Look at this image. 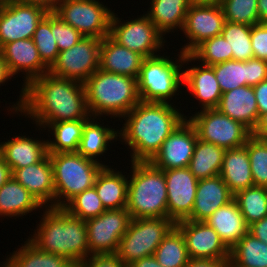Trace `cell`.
<instances>
[{
  "instance_id": "obj_1",
  "label": "cell",
  "mask_w": 267,
  "mask_h": 267,
  "mask_svg": "<svg viewBox=\"0 0 267 267\" xmlns=\"http://www.w3.org/2000/svg\"><path fill=\"white\" fill-rule=\"evenodd\" d=\"M21 114L35 123L91 119L85 85L45 73L24 88Z\"/></svg>"
},
{
  "instance_id": "obj_2",
  "label": "cell",
  "mask_w": 267,
  "mask_h": 267,
  "mask_svg": "<svg viewBox=\"0 0 267 267\" xmlns=\"http://www.w3.org/2000/svg\"><path fill=\"white\" fill-rule=\"evenodd\" d=\"M172 106L171 103L140 101L123 117L125 124L118 134L132 151L131 162H149L165 139L188 119Z\"/></svg>"
},
{
  "instance_id": "obj_3",
  "label": "cell",
  "mask_w": 267,
  "mask_h": 267,
  "mask_svg": "<svg viewBox=\"0 0 267 267\" xmlns=\"http://www.w3.org/2000/svg\"><path fill=\"white\" fill-rule=\"evenodd\" d=\"M29 241L39 250L61 255L78 266L89 256L86 221L64 208L46 207Z\"/></svg>"
},
{
  "instance_id": "obj_4",
  "label": "cell",
  "mask_w": 267,
  "mask_h": 267,
  "mask_svg": "<svg viewBox=\"0 0 267 267\" xmlns=\"http://www.w3.org/2000/svg\"><path fill=\"white\" fill-rule=\"evenodd\" d=\"M84 85L91 117L106 114L122 118L140 102L137 79L130 76L98 69Z\"/></svg>"
},
{
  "instance_id": "obj_5",
  "label": "cell",
  "mask_w": 267,
  "mask_h": 267,
  "mask_svg": "<svg viewBox=\"0 0 267 267\" xmlns=\"http://www.w3.org/2000/svg\"><path fill=\"white\" fill-rule=\"evenodd\" d=\"M127 211L131 219L168 218L167 185L163 170L150 162H132Z\"/></svg>"
},
{
  "instance_id": "obj_6",
  "label": "cell",
  "mask_w": 267,
  "mask_h": 267,
  "mask_svg": "<svg viewBox=\"0 0 267 267\" xmlns=\"http://www.w3.org/2000/svg\"><path fill=\"white\" fill-rule=\"evenodd\" d=\"M48 154L53 166L56 208H63L76 195L94 187L98 173L106 166L78 152Z\"/></svg>"
},
{
  "instance_id": "obj_7",
  "label": "cell",
  "mask_w": 267,
  "mask_h": 267,
  "mask_svg": "<svg viewBox=\"0 0 267 267\" xmlns=\"http://www.w3.org/2000/svg\"><path fill=\"white\" fill-rule=\"evenodd\" d=\"M178 55L179 59L175 62L169 59L170 56L159 54L144 58L137 78L140 101L169 103L172 97L179 92L178 89L183 86V70L181 68L184 64V54L180 52Z\"/></svg>"
},
{
  "instance_id": "obj_8",
  "label": "cell",
  "mask_w": 267,
  "mask_h": 267,
  "mask_svg": "<svg viewBox=\"0 0 267 267\" xmlns=\"http://www.w3.org/2000/svg\"><path fill=\"white\" fill-rule=\"evenodd\" d=\"M174 226L169 218L131 219L115 254L127 267L143 257L154 255Z\"/></svg>"
},
{
  "instance_id": "obj_9",
  "label": "cell",
  "mask_w": 267,
  "mask_h": 267,
  "mask_svg": "<svg viewBox=\"0 0 267 267\" xmlns=\"http://www.w3.org/2000/svg\"><path fill=\"white\" fill-rule=\"evenodd\" d=\"M200 111L188 119L200 140L227 150L244 146L252 136L245 125L224 115L217 108Z\"/></svg>"
},
{
  "instance_id": "obj_10",
  "label": "cell",
  "mask_w": 267,
  "mask_h": 267,
  "mask_svg": "<svg viewBox=\"0 0 267 267\" xmlns=\"http://www.w3.org/2000/svg\"><path fill=\"white\" fill-rule=\"evenodd\" d=\"M53 13L85 37L103 39L110 34L113 12L96 0H63Z\"/></svg>"
},
{
  "instance_id": "obj_11",
  "label": "cell",
  "mask_w": 267,
  "mask_h": 267,
  "mask_svg": "<svg viewBox=\"0 0 267 267\" xmlns=\"http://www.w3.org/2000/svg\"><path fill=\"white\" fill-rule=\"evenodd\" d=\"M117 16L113 12L109 35L120 45L139 53L144 58L157 56L165 40L164 35L150 18L144 14L134 20L130 19V21L121 23L122 21Z\"/></svg>"
},
{
  "instance_id": "obj_12",
  "label": "cell",
  "mask_w": 267,
  "mask_h": 267,
  "mask_svg": "<svg viewBox=\"0 0 267 267\" xmlns=\"http://www.w3.org/2000/svg\"><path fill=\"white\" fill-rule=\"evenodd\" d=\"M102 39L84 37L70 49L59 52L49 73L60 78L85 83L99 69Z\"/></svg>"
},
{
  "instance_id": "obj_13",
  "label": "cell",
  "mask_w": 267,
  "mask_h": 267,
  "mask_svg": "<svg viewBox=\"0 0 267 267\" xmlns=\"http://www.w3.org/2000/svg\"><path fill=\"white\" fill-rule=\"evenodd\" d=\"M131 217L126 208L106 210L86 220L89 256L115 254Z\"/></svg>"
},
{
  "instance_id": "obj_14",
  "label": "cell",
  "mask_w": 267,
  "mask_h": 267,
  "mask_svg": "<svg viewBox=\"0 0 267 267\" xmlns=\"http://www.w3.org/2000/svg\"><path fill=\"white\" fill-rule=\"evenodd\" d=\"M47 13L37 5L4 0L0 7V48L13 41L31 39Z\"/></svg>"
},
{
  "instance_id": "obj_15",
  "label": "cell",
  "mask_w": 267,
  "mask_h": 267,
  "mask_svg": "<svg viewBox=\"0 0 267 267\" xmlns=\"http://www.w3.org/2000/svg\"><path fill=\"white\" fill-rule=\"evenodd\" d=\"M0 53L5 60L8 70L12 76L23 73L24 84L22 85L19 101L13 105L11 112H20L24 102V88L35 78L41 77L49 72V68L42 62L38 54V49L33 39H23L4 44L0 48ZM17 105V106H16Z\"/></svg>"
},
{
  "instance_id": "obj_16",
  "label": "cell",
  "mask_w": 267,
  "mask_h": 267,
  "mask_svg": "<svg viewBox=\"0 0 267 267\" xmlns=\"http://www.w3.org/2000/svg\"><path fill=\"white\" fill-rule=\"evenodd\" d=\"M175 226L184 236L190 259L230 260V250L204 221L182 220Z\"/></svg>"
},
{
  "instance_id": "obj_17",
  "label": "cell",
  "mask_w": 267,
  "mask_h": 267,
  "mask_svg": "<svg viewBox=\"0 0 267 267\" xmlns=\"http://www.w3.org/2000/svg\"><path fill=\"white\" fill-rule=\"evenodd\" d=\"M225 22L221 6L191 4L181 30L190 42L180 52L190 54L203 41L220 35Z\"/></svg>"
},
{
  "instance_id": "obj_18",
  "label": "cell",
  "mask_w": 267,
  "mask_h": 267,
  "mask_svg": "<svg viewBox=\"0 0 267 267\" xmlns=\"http://www.w3.org/2000/svg\"><path fill=\"white\" fill-rule=\"evenodd\" d=\"M198 139L194 126L185 119L163 142L149 161L160 170L188 167Z\"/></svg>"
},
{
  "instance_id": "obj_19",
  "label": "cell",
  "mask_w": 267,
  "mask_h": 267,
  "mask_svg": "<svg viewBox=\"0 0 267 267\" xmlns=\"http://www.w3.org/2000/svg\"><path fill=\"white\" fill-rule=\"evenodd\" d=\"M167 185L168 218L174 223L192 213L198 179L188 167L163 170Z\"/></svg>"
},
{
  "instance_id": "obj_20",
  "label": "cell",
  "mask_w": 267,
  "mask_h": 267,
  "mask_svg": "<svg viewBox=\"0 0 267 267\" xmlns=\"http://www.w3.org/2000/svg\"><path fill=\"white\" fill-rule=\"evenodd\" d=\"M11 171L12 177L44 205L43 207H55L53 166L49 154L36 164Z\"/></svg>"
},
{
  "instance_id": "obj_21",
  "label": "cell",
  "mask_w": 267,
  "mask_h": 267,
  "mask_svg": "<svg viewBox=\"0 0 267 267\" xmlns=\"http://www.w3.org/2000/svg\"><path fill=\"white\" fill-rule=\"evenodd\" d=\"M234 199L220 175L199 179L190 221H205L212 213Z\"/></svg>"
},
{
  "instance_id": "obj_22",
  "label": "cell",
  "mask_w": 267,
  "mask_h": 267,
  "mask_svg": "<svg viewBox=\"0 0 267 267\" xmlns=\"http://www.w3.org/2000/svg\"><path fill=\"white\" fill-rule=\"evenodd\" d=\"M144 57L117 43L110 35L100 45L99 69L138 78Z\"/></svg>"
},
{
  "instance_id": "obj_23",
  "label": "cell",
  "mask_w": 267,
  "mask_h": 267,
  "mask_svg": "<svg viewBox=\"0 0 267 267\" xmlns=\"http://www.w3.org/2000/svg\"><path fill=\"white\" fill-rule=\"evenodd\" d=\"M216 108L234 121L245 125L251 132L257 125L259 113L252 86H240L222 93Z\"/></svg>"
},
{
  "instance_id": "obj_24",
  "label": "cell",
  "mask_w": 267,
  "mask_h": 267,
  "mask_svg": "<svg viewBox=\"0 0 267 267\" xmlns=\"http://www.w3.org/2000/svg\"><path fill=\"white\" fill-rule=\"evenodd\" d=\"M199 66V67H198ZM194 65L183 70V85L201 103V110L216 108L222 96L214 69L208 65ZM201 66V67H200Z\"/></svg>"
},
{
  "instance_id": "obj_25",
  "label": "cell",
  "mask_w": 267,
  "mask_h": 267,
  "mask_svg": "<svg viewBox=\"0 0 267 267\" xmlns=\"http://www.w3.org/2000/svg\"><path fill=\"white\" fill-rule=\"evenodd\" d=\"M204 222L218 233L229 250L248 233L249 229L234 199L217 209Z\"/></svg>"
},
{
  "instance_id": "obj_26",
  "label": "cell",
  "mask_w": 267,
  "mask_h": 267,
  "mask_svg": "<svg viewBox=\"0 0 267 267\" xmlns=\"http://www.w3.org/2000/svg\"><path fill=\"white\" fill-rule=\"evenodd\" d=\"M48 154L47 141L31 137L15 136L7 142H0V156L7 165L19 169L40 162Z\"/></svg>"
},
{
  "instance_id": "obj_27",
  "label": "cell",
  "mask_w": 267,
  "mask_h": 267,
  "mask_svg": "<svg viewBox=\"0 0 267 267\" xmlns=\"http://www.w3.org/2000/svg\"><path fill=\"white\" fill-rule=\"evenodd\" d=\"M220 176L233 194L254 186L250 160L245 146L225 150Z\"/></svg>"
},
{
  "instance_id": "obj_28",
  "label": "cell",
  "mask_w": 267,
  "mask_h": 267,
  "mask_svg": "<svg viewBox=\"0 0 267 267\" xmlns=\"http://www.w3.org/2000/svg\"><path fill=\"white\" fill-rule=\"evenodd\" d=\"M120 171L104 166L98 173L94 188L106 210L127 207L128 178Z\"/></svg>"
},
{
  "instance_id": "obj_29",
  "label": "cell",
  "mask_w": 267,
  "mask_h": 267,
  "mask_svg": "<svg viewBox=\"0 0 267 267\" xmlns=\"http://www.w3.org/2000/svg\"><path fill=\"white\" fill-rule=\"evenodd\" d=\"M40 207L37 199L13 177L0 188L1 217H23Z\"/></svg>"
},
{
  "instance_id": "obj_30",
  "label": "cell",
  "mask_w": 267,
  "mask_h": 267,
  "mask_svg": "<svg viewBox=\"0 0 267 267\" xmlns=\"http://www.w3.org/2000/svg\"><path fill=\"white\" fill-rule=\"evenodd\" d=\"M150 4V11L146 15L165 35L176 28L182 30L186 13L192 3L191 0H151Z\"/></svg>"
},
{
  "instance_id": "obj_31",
  "label": "cell",
  "mask_w": 267,
  "mask_h": 267,
  "mask_svg": "<svg viewBox=\"0 0 267 267\" xmlns=\"http://www.w3.org/2000/svg\"><path fill=\"white\" fill-rule=\"evenodd\" d=\"M89 119L62 121L58 123H36L37 126L49 128L54 140L47 141L48 153L77 152L81 141L83 128ZM50 141V142H49Z\"/></svg>"
},
{
  "instance_id": "obj_32",
  "label": "cell",
  "mask_w": 267,
  "mask_h": 267,
  "mask_svg": "<svg viewBox=\"0 0 267 267\" xmlns=\"http://www.w3.org/2000/svg\"><path fill=\"white\" fill-rule=\"evenodd\" d=\"M3 262L6 267H77L64 256L37 249L28 239Z\"/></svg>"
},
{
  "instance_id": "obj_33",
  "label": "cell",
  "mask_w": 267,
  "mask_h": 267,
  "mask_svg": "<svg viewBox=\"0 0 267 267\" xmlns=\"http://www.w3.org/2000/svg\"><path fill=\"white\" fill-rule=\"evenodd\" d=\"M225 149L197 139L188 168L199 179L220 175Z\"/></svg>"
},
{
  "instance_id": "obj_34",
  "label": "cell",
  "mask_w": 267,
  "mask_h": 267,
  "mask_svg": "<svg viewBox=\"0 0 267 267\" xmlns=\"http://www.w3.org/2000/svg\"><path fill=\"white\" fill-rule=\"evenodd\" d=\"M95 119L98 118L91 117L85 123L77 152L86 158L97 161L98 159L95 158L106 153L105 151L108 150L107 146H109V142L111 143V141L118 139L119 134L112 127L109 128L102 126V124L99 125V122Z\"/></svg>"
},
{
  "instance_id": "obj_35",
  "label": "cell",
  "mask_w": 267,
  "mask_h": 267,
  "mask_svg": "<svg viewBox=\"0 0 267 267\" xmlns=\"http://www.w3.org/2000/svg\"><path fill=\"white\" fill-rule=\"evenodd\" d=\"M229 267H267V244L248 232L230 250Z\"/></svg>"
},
{
  "instance_id": "obj_36",
  "label": "cell",
  "mask_w": 267,
  "mask_h": 267,
  "mask_svg": "<svg viewBox=\"0 0 267 267\" xmlns=\"http://www.w3.org/2000/svg\"><path fill=\"white\" fill-rule=\"evenodd\" d=\"M154 257L163 267H186L190 258L181 231L174 226L155 250Z\"/></svg>"
},
{
  "instance_id": "obj_37",
  "label": "cell",
  "mask_w": 267,
  "mask_h": 267,
  "mask_svg": "<svg viewBox=\"0 0 267 267\" xmlns=\"http://www.w3.org/2000/svg\"><path fill=\"white\" fill-rule=\"evenodd\" d=\"M239 210L248 226L267 216V187L252 186L234 194Z\"/></svg>"
},
{
  "instance_id": "obj_38",
  "label": "cell",
  "mask_w": 267,
  "mask_h": 267,
  "mask_svg": "<svg viewBox=\"0 0 267 267\" xmlns=\"http://www.w3.org/2000/svg\"><path fill=\"white\" fill-rule=\"evenodd\" d=\"M199 61L203 65L212 66L232 60V52L222 34L212 37L199 44L190 54H184L183 63Z\"/></svg>"
},
{
  "instance_id": "obj_39",
  "label": "cell",
  "mask_w": 267,
  "mask_h": 267,
  "mask_svg": "<svg viewBox=\"0 0 267 267\" xmlns=\"http://www.w3.org/2000/svg\"><path fill=\"white\" fill-rule=\"evenodd\" d=\"M221 34L230 46L233 60L247 61L254 58L250 25L226 21Z\"/></svg>"
},
{
  "instance_id": "obj_40",
  "label": "cell",
  "mask_w": 267,
  "mask_h": 267,
  "mask_svg": "<svg viewBox=\"0 0 267 267\" xmlns=\"http://www.w3.org/2000/svg\"><path fill=\"white\" fill-rule=\"evenodd\" d=\"M212 67L222 93L247 86V61L232 59Z\"/></svg>"
},
{
  "instance_id": "obj_41",
  "label": "cell",
  "mask_w": 267,
  "mask_h": 267,
  "mask_svg": "<svg viewBox=\"0 0 267 267\" xmlns=\"http://www.w3.org/2000/svg\"><path fill=\"white\" fill-rule=\"evenodd\" d=\"M63 208L70 215L85 221L106 211L94 187L76 195Z\"/></svg>"
},
{
  "instance_id": "obj_42",
  "label": "cell",
  "mask_w": 267,
  "mask_h": 267,
  "mask_svg": "<svg viewBox=\"0 0 267 267\" xmlns=\"http://www.w3.org/2000/svg\"><path fill=\"white\" fill-rule=\"evenodd\" d=\"M32 39L40 59L50 68L60 52L55 37L51 33V13H47L38 23Z\"/></svg>"
},
{
  "instance_id": "obj_43",
  "label": "cell",
  "mask_w": 267,
  "mask_h": 267,
  "mask_svg": "<svg viewBox=\"0 0 267 267\" xmlns=\"http://www.w3.org/2000/svg\"><path fill=\"white\" fill-rule=\"evenodd\" d=\"M244 146L247 148L254 186L267 187V143L263 138L252 135Z\"/></svg>"
},
{
  "instance_id": "obj_44",
  "label": "cell",
  "mask_w": 267,
  "mask_h": 267,
  "mask_svg": "<svg viewBox=\"0 0 267 267\" xmlns=\"http://www.w3.org/2000/svg\"><path fill=\"white\" fill-rule=\"evenodd\" d=\"M258 0H224L221 7L225 20L245 25L259 24Z\"/></svg>"
},
{
  "instance_id": "obj_45",
  "label": "cell",
  "mask_w": 267,
  "mask_h": 267,
  "mask_svg": "<svg viewBox=\"0 0 267 267\" xmlns=\"http://www.w3.org/2000/svg\"><path fill=\"white\" fill-rule=\"evenodd\" d=\"M51 33L55 37L60 52L70 49L85 37L71 25L64 23L53 12H51Z\"/></svg>"
},
{
  "instance_id": "obj_46",
  "label": "cell",
  "mask_w": 267,
  "mask_h": 267,
  "mask_svg": "<svg viewBox=\"0 0 267 267\" xmlns=\"http://www.w3.org/2000/svg\"><path fill=\"white\" fill-rule=\"evenodd\" d=\"M251 42L254 58L267 61V24L251 26Z\"/></svg>"
},
{
  "instance_id": "obj_47",
  "label": "cell",
  "mask_w": 267,
  "mask_h": 267,
  "mask_svg": "<svg viewBox=\"0 0 267 267\" xmlns=\"http://www.w3.org/2000/svg\"><path fill=\"white\" fill-rule=\"evenodd\" d=\"M267 80V61L257 58L247 60V86H255Z\"/></svg>"
},
{
  "instance_id": "obj_48",
  "label": "cell",
  "mask_w": 267,
  "mask_h": 267,
  "mask_svg": "<svg viewBox=\"0 0 267 267\" xmlns=\"http://www.w3.org/2000/svg\"><path fill=\"white\" fill-rule=\"evenodd\" d=\"M77 267H127L116 254H92Z\"/></svg>"
},
{
  "instance_id": "obj_49",
  "label": "cell",
  "mask_w": 267,
  "mask_h": 267,
  "mask_svg": "<svg viewBox=\"0 0 267 267\" xmlns=\"http://www.w3.org/2000/svg\"><path fill=\"white\" fill-rule=\"evenodd\" d=\"M253 91L256 96L259 116L267 113V80L253 86Z\"/></svg>"
},
{
  "instance_id": "obj_50",
  "label": "cell",
  "mask_w": 267,
  "mask_h": 267,
  "mask_svg": "<svg viewBox=\"0 0 267 267\" xmlns=\"http://www.w3.org/2000/svg\"><path fill=\"white\" fill-rule=\"evenodd\" d=\"M248 232L267 244V216L259 221L252 223L249 226Z\"/></svg>"
},
{
  "instance_id": "obj_51",
  "label": "cell",
  "mask_w": 267,
  "mask_h": 267,
  "mask_svg": "<svg viewBox=\"0 0 267 267\" xmlns=\"http://www.w3.org/2000/svg\"><path fill=\"white\" fill-rule=\"evenodd\" d=\"M186 267H229V260L190 259Z\"/></svg>"
},
{
  "instance_id": "obj_52",
  "label": "cell",
  "mask_w": 267,
  "mask_h": 267,
  "mask_svg": "<svg viewBox=\"0 0 267 267\" xmlns=\"http://www.w3.org/2000/svg\"><path fill=\"white\" fill-rule=\"evenodd\" d=\"M22 4L37 5L44 8L48 13L54 12L63 0H14Z\"/></svg>"
},
{
  "instance_id": "obj_53",
  "label": "cell",
  "mask_w": 267,
  "mask_h": 267,
  "mask_svg": "<svg viewBox=\"0 0 267 267\" xmlns=\"http://www.w3.org/2000/svg\"><path fill=\"white\" fill-rule=\"evenodd\" d=\"M267 134V113L261 114L259 116L258 122L252 135L254 137L263 138Z\"/></svg>"
},
{
  "instance_id": "obj_54",
  "label": "cell",
  "mask_w": 267,
  "mask_h": 267,
  "mask_svg": "<svg viewBox=\"0 0 267 267\" xmlns=\"http://www.w3.org/2000/svg\"><path fill=\"white\" fill-rule=\"evenodd\" d=\"M128 267H163L161 266L154 255L143 257L132 264H130Z\"/></svg>"
},
{
  "instance_id": "obj_55",
  "label": "cell",
  "mask_w": 267,
  "mask_h": 267,
  "mask_svg": "<svg viewBox=\"0 0 267 267\" xmlns=\"http://www.w3.org/2000/svg\"><path fill=\"white\" fill-rule=\"evenodd\" d=\"M12 177L11 168L0 156V188Z\"/></svg>"
},
{
  "instance_id": "obj_56",
  "label": "cell",
  "mask_w": 267,
  "mask_h": 267,
  "mask_svg": "<svg viewBox=\"0 0 267 267\" xmlns=\"http://www.w3.org/2000/svg\"><path fill=\"white\" fill-rule=\"evenodd\" d=\"M13 76L10 74L7 64L5 60L3 59L2 54L0 53V86L1 84H5L6 80L8 81Z\"/></svg>"
},
{
  "instance_id": "obj_57",
  "label": "cell",
  "mask_w": 267,
  "mask_h": 267,
  "mask_svg": "<svg viewBox=\"0 0 267 267\" xmlns=\"http://www.w3.org/2000/svg\"><path fill=\"white\" fill-rule=\"evenodd\" d=\"M257 11L259 22L261 24H267V0H258Z\"/></svg>"
},
{
  "instance_id": "obj_58",
  "label": "cell",
  "mask_w": 267,
  "mask_h": 267,
  "mask_svg": "<svg viewBox=\"0 0 267 267\" xmlns=\"http://www.w3.org/2000/svg\"><path fill=\"white\" fill-rule=\"evenodd\" d=\"M224 0H191L195 5L221 6Z\"/></svg>"
},
{
  "instance_id": "obj_59",
  "label": "cell",
  "mask_w": 267,
  "mask_h": 267,
  "mask_svg": "<svg viewBox=\"0 0 267 267\" xmlns=\"http://www.w3.org/2000/svg\"><path fill=\"white\" fill-rule=\"evenodd\" d=\"M263 139L267 143V134L263 137Z\"/></svg>"
},
{
  "instance_id": "obj_60",
  "label": "cell",
  "mask_w": 267,
  "mask_h": 267,
  "mask_svg": "<svg viewBox=\"0 0 267 267\" xmlns=\"http://www.w3.org/2000/svg\"><path fill=\"white\" fill-rule=\"evenodd\" d=\"M3 1H4V0H0V7H1V5L3 4Z\"/></svg>"
}]
</instances>
